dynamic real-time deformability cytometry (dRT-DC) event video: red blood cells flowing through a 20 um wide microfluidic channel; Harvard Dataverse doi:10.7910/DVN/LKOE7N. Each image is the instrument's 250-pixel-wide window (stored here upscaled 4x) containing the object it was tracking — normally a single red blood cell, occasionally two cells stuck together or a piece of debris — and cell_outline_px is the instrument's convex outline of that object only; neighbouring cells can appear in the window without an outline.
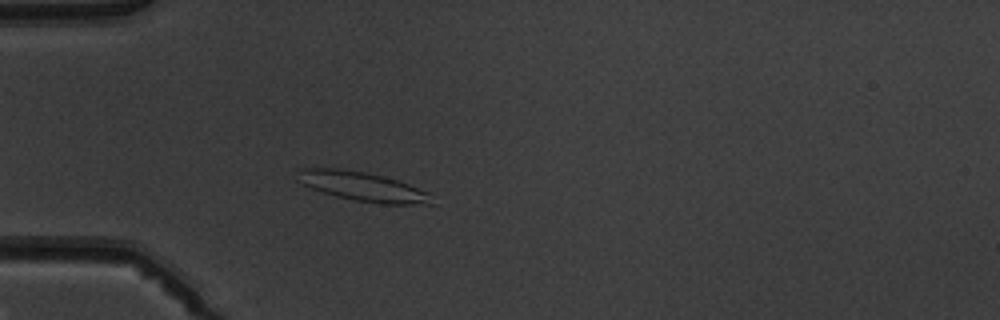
{"species": "common noctule bat (a hibernating species)", "species_latin": "Nyctalus noctula", "temperature_condition": "warm", "stored_images_in_passage": 2, "camera_frame_rate_fps": 3000, "um_per_image_px": 0.085, "animal": {"sex": "male", "body_mass_g": 19.5, "forearm_length_mm": 54.6}, "frame": {"image": 1, "passage_image": 2, "time_ms": 2.0, "image_size_px": [1000, 320], "cell_outline_px": [[436, 204], [384, 204], [352, 200], [336, 196], [312, 188], [296, 180], [296, 168], [340, 168], [364, 172], [384, 176], [408, 184], [428, 192]], "centroid_in_image_um": [30.8, 15.85], "position_along_channel_um": 54.2, "area_um2": 22.95}}